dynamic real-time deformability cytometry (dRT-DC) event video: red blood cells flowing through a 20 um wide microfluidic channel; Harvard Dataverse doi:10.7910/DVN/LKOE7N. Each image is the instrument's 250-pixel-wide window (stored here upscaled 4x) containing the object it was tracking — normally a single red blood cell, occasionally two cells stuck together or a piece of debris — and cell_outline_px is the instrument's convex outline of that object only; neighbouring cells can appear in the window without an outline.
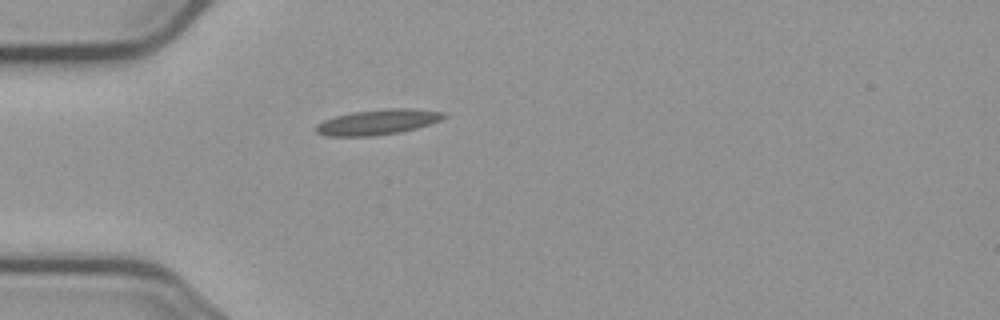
{"species": "common noctule bat (a hibernating species)", "species_latin": "Nyctalus noctula", "temperature_condition": "cold", "stored_images_in_passage": 3, "camera_frame_rate_fps": 3000, "um_per_image_px": 0.085, "animal": {"sex": "male", "body_mass_g": 23.1, "forearm_length_mm": 52.7}, "frame": {"image": 1, "passage_image": 3, "time_ms": 3.667, "image_size_px": [1000, 320], "cell_outline_px": [[448, 116], [440, 120], [416, 128], [400, 132], [372, 136], [328, 136], [316, 132], [316, 124], [324, 120], [336, 116], [352, 112], [388, 108], [412, 108], [444, 112]], "centroid_in_image_um": [32.12, 10.37], "position_along_channel_um": 52.9, "area_um2": 18.79}}